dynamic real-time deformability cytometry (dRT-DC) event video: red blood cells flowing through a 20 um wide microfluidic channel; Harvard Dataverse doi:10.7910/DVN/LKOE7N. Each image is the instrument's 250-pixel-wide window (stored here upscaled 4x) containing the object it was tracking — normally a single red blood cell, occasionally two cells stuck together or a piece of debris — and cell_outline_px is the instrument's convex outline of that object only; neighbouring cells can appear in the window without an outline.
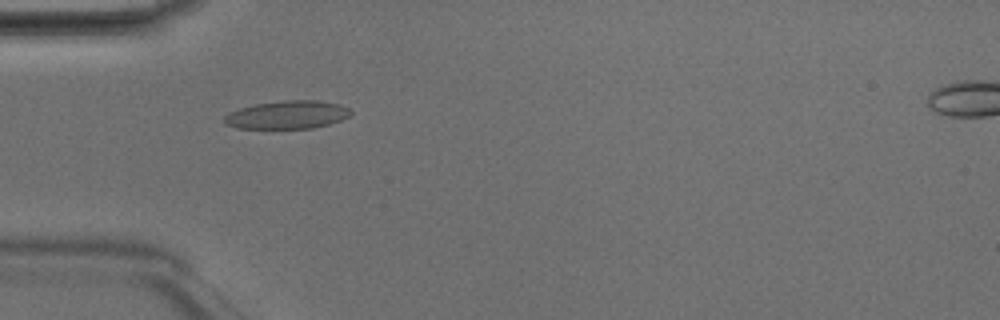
{"species": "Egyptian fruit bat (a non-hibernating species)", "species_latin": "Rousettus aegyptiacus", "temperature_condition": "room temperature", "stored_images_in_passage": 37, "camera_frame_rate_fps": 3000, "um_per_image_px": 0.085, "animal": {"sex": "male"}, "frame": {"image": 1, "passage_image": 4, "time_ms": 1.0, "image_size_px": [1000, 320], "cell_outline_px": [[352, 112], [348, 116], [340, 120], [328, 124], [312, 128], [236, 128], [224, 124], [224, 116], [228, 112], [240, 108], [256, 104], [284, 100], [316, 100], [340, 104], [348, 108]], "centroid_in_image_um": [24.39, 9.75], "position_along_channel_um": 60.6, "area_um2": 20.63}}
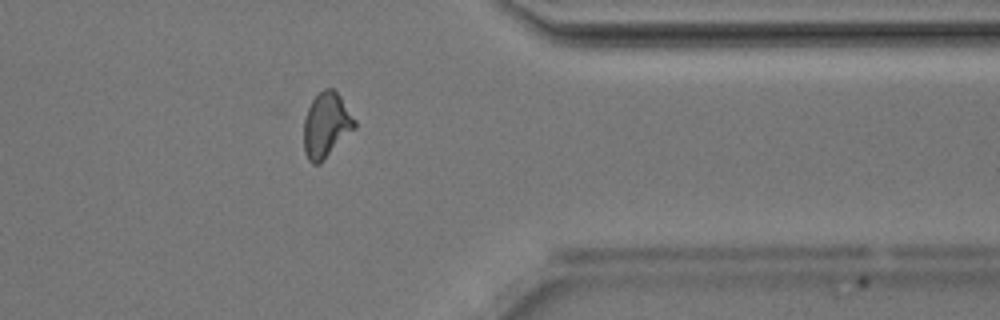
{"frame": {"image": 2, "passage_image": 28, "time_ms": 9.0, "image_size_px": [1000, 320], "cell_outline_px": [[356, 128], [320, 164], [312, 164], [308, 160], [304, 152], [304, 120], [308, 108], [312, 100], [324, 88], [332, 88], [340, 96], [356, 120]], "centroid_in_image_um": [27.74, 10.66], "position_along_channel_um": 383.7, "area_um2": 19.31}}
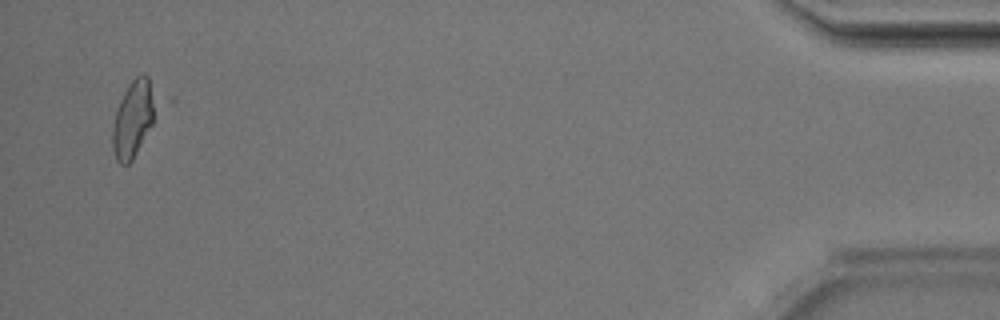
{"frame": {"image": 3, "passage_image": 36, "time_ms": 11.667, "image_size_px": [1000, 320], "cell_outline_px": [[152, 124], [132, 160], [128, 164], [120, 164], [116, 160], [112, 144], [112, 132], [116, 112], [120, 100], [128, 84], [140, 72], [144, 72], [148, 76], [152, 104]], "centroid_in_image_um": [11.25, 10.12], "position_along_channel_um": 424.0, "area_um2": 18.26}, "authors_computed_cell_mechanics": {"area_um2": 18.9584, "velocity_mm_per_s": 4.2039, "shape_relaxation_time_tau1_ms": 5.0674, "shape_relaxation_time_tau2_ms": 1.6132, "deformation_change_tau1": 0.1698, "deformation_change_tau2": 0.0951}}